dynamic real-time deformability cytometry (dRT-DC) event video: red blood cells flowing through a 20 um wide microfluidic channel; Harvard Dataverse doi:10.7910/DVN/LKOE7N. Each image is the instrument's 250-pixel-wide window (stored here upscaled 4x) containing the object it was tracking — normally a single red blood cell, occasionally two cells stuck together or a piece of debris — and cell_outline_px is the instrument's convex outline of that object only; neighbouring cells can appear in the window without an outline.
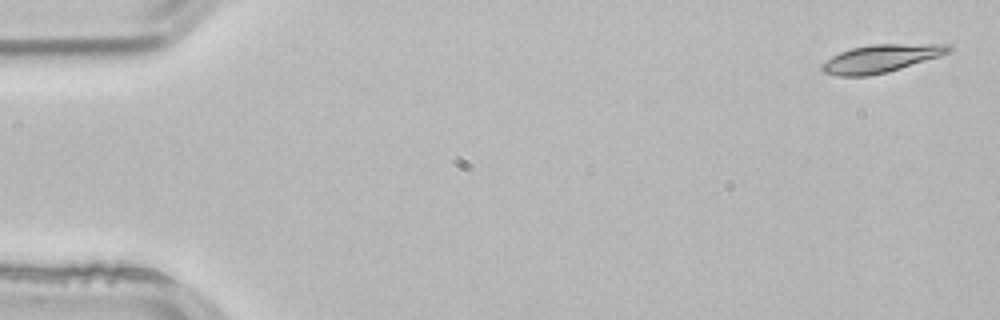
{"species": "common noctule bat (a hibernating species)", "species_latin": "Nyctalus noctula", "temperature_condition": "room temperature", "stored_images_in_passage": 4, "camera_frame_rate_fps": 3000, "um_per_image_px": 0.085, "animal": {"sex": "male", "body_mass_g": 21.5, "forearm_length_mm": 52.0}, "frame": {"image": 1, "passage_image": 1, "time_ms": 0.0, "image_size_px": [1000, 320], "cell_outline_px": [[952, 52], [940, 56], [888, 72], [868, 76], [836, 76], [824, 72], [820, 68], [820, 64], [832, 56], [840, 52], [852, 48], [872, 44], [952, 44]], "centroid_in_image_um": [74.89, 4.97], "position_along_channel_um": 10.1, "area_um2": 20.69}}
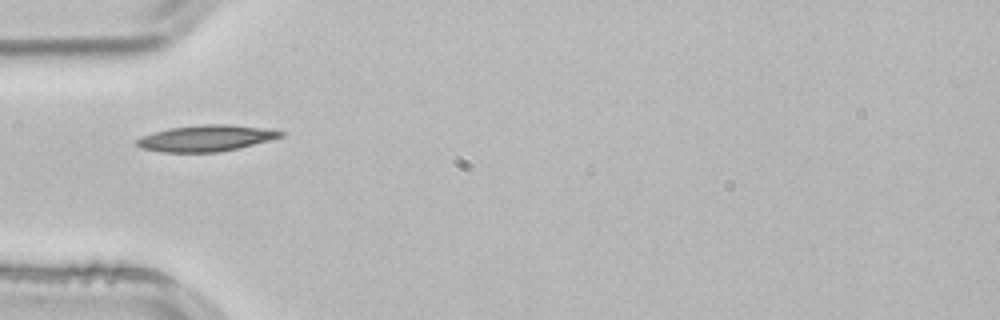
{"frame": {"image": 2, "passage_image": 4, "time_ms": 1.0, "image_size_px": [1000, 320], "cell_outline_px": [[284, 136], [220, 152], [160, 152], [140, 148], [136, 144], [136, 140], [140, 136], [152, 132], [168, 128], [200, 124], [228, 124], [260, 128], [284, 132]], "centroid_in_image_um": [17.41, 11.74], "position_along_channel_um": 67.6, "area_um2": 21.85}}